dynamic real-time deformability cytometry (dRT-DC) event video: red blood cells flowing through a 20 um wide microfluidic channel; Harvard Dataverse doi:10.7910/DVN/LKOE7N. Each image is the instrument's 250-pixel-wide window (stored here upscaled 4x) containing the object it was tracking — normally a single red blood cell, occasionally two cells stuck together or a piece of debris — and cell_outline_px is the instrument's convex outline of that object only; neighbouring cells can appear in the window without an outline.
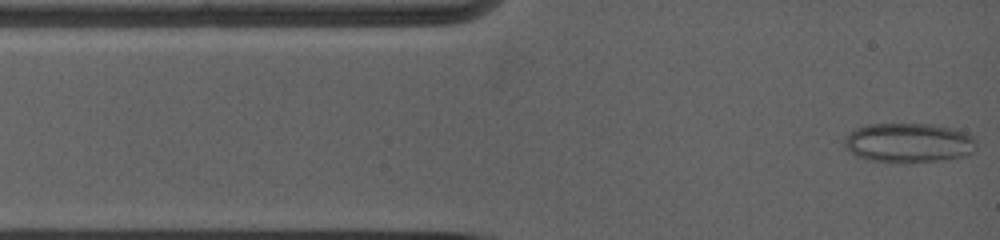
{"species": "common noctule bat (a hibernating species)", "species_latin": "Nyctalus noctula", "temperature_condition": "warm", "stored_images_in_passage": 11, "camera_frame_rate_fps": 5000, "um_per_image_px": 0.085, "animal": {"sex": "female", "body_mass_g": 19.0, "forearm_length_mm": 53.3}, "frame": {"image": 1, "passage_image": 1, "time_ms": 0.0, "image_size_px": [1000, 240], "cell_outline_px": [[976, 140], [972, 152], [964, 156], [940, 160], [912, 164], [868, 160], [844, 148], [844, 140], [856, 128], [868, 124], [932, 124], [952, 128], [964, 132], [972, 136]], "centroid_in_image_um": [77.24, 12.15], "position_along_channel_um": 7.8, "area_um2": 30.4}}
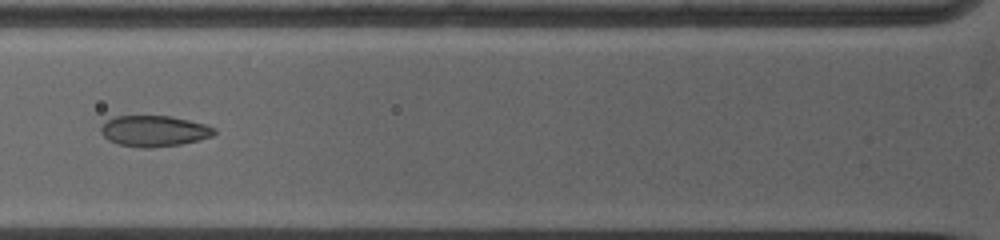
{"frame": {"image": 2, "passage_image": 6, "time_ms": 3.8, "image_size_px": [1000, 240], "cell_outline_px": [[216, 132], [212, 136], [200, 140], [180, 144], [148, 148], [140, 148], [116, 144], [108, 140], [100, 132], [100, 128], [108, 120], [116, 116], [172, 116], [204, 124], [216, 128]], "centroid_in_image_um": [13.1, 11.14], "position_along_channel_um": 112.7, "area_um2": 20.46}}
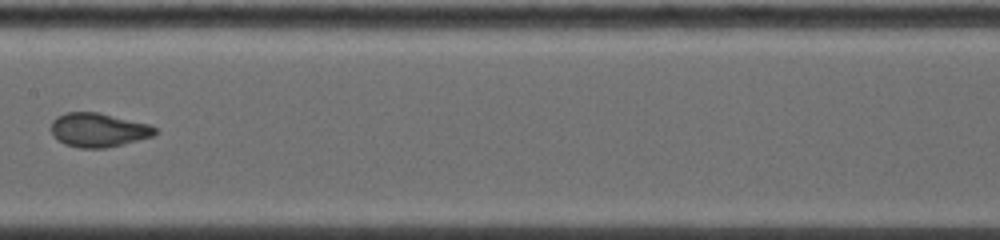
{"frame": {"image": 3, "passage_image": 10, "time_ms": 6.0, "image_size_px": [1000, 240], "cell_outline_px": [[156, 132], [152, 136], [104, 148], [80, 148], [64, 144], [56, 140], [52, 136], [52, 120], [56, 116], [68, 112], [96, 112], [148, 124], [156, 128]], "centroid_in_image_um": [8.29, 11.05], "position_along_channel_um": 199.1, "area_um2": 20.29}}